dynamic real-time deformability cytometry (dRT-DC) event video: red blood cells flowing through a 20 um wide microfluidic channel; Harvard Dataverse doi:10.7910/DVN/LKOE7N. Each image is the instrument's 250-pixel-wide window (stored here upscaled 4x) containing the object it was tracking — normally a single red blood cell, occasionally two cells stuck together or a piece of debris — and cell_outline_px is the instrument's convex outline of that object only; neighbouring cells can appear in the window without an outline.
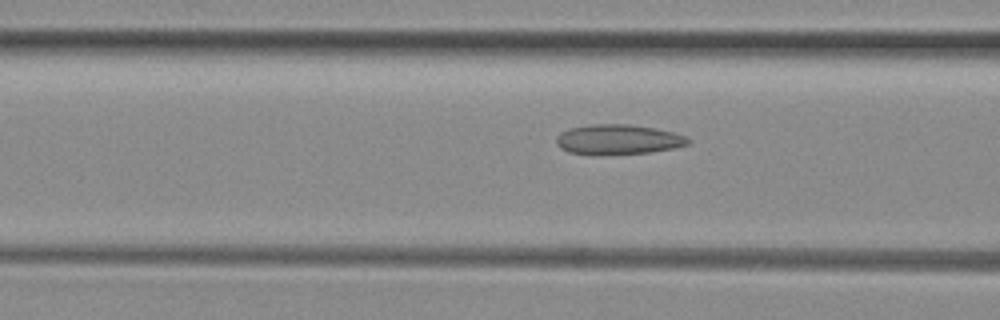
{"species": "common noctule bat (a hibernating species)", "species_latin": "Nyctalus noctula", "temperature_condition": "room temperature", "stored_images_in_passage": 13, "camera_frame_rate_fps": 3000, "um_per_image_px": 0.085, "animal": {"sex": "female", "body_mass_g": 29.2, "forearm_length_mm": 56.3}, "frame": {"image": 1, "passage_image": 10, "time_ms": 3.0, "image_size_px": [1000, 320], "cell_outline_px": [[692, 140], [688, 144], [676, 148], [648, 152], [604, 156], [592, 156], [568, 152], [560, 148], [556, 144], [556, 136], [560, 132], [572, 128], [592, 124], [628, 124], [652, 128], [672, 132], [684, 136]], "centroid_in_image_um": [52.49, 11.89], "position_along_channel_um": 114.1, "area_um2": 23.35}}